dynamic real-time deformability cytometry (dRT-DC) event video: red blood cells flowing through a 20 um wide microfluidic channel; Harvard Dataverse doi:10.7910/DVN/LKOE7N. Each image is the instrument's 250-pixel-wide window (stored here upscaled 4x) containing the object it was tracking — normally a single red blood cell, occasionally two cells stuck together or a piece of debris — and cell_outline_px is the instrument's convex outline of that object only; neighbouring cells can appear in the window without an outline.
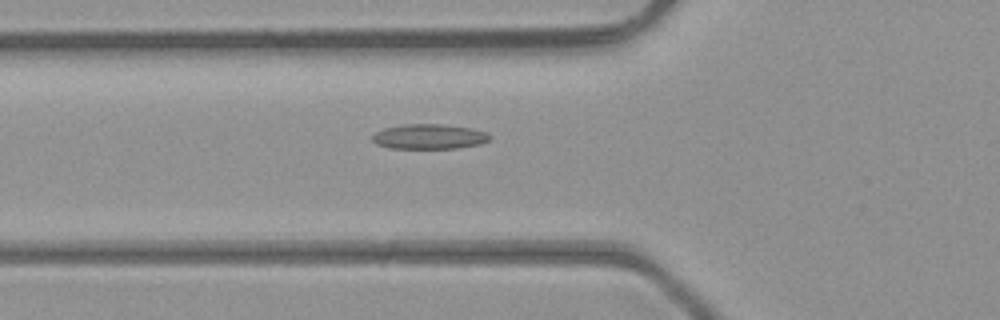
{"species": "common noctule bat (a hibernating species)", "species_latin": "Nyctalus noctula", "temperature_condition": "room temperature", "stored_images_in_passage": 33, "camera_frame_rate_fps": 3000, "um_per_image_px": 0.085, "animal": {"sex": "male", "body_mass_g": 23.1, "forearm_length_mm": 52.7}, "frame": {"image": 1, "passage_image": 3, "time_ms": 0.667, "image_size_px": [1000, 320], "cell_outline_px": [[492, 136], [488, 140], [480, 144], [456, 148], [388, 148], [376, 144], [372, 140], [372, 136], [376, 132], [384, 128], [404, 124], [444, 124], [472, 128], [488, 132]], "centroid_in_image_um": [36.49, 11.6], "position_along_channel_um": 89.3, "area_um2": 17.17}}
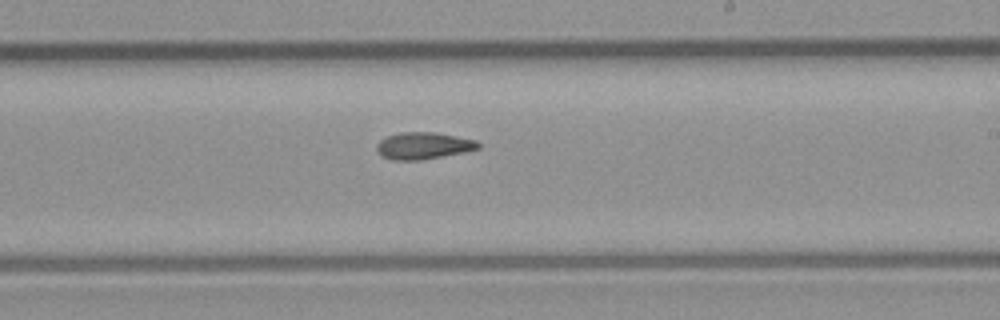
{"frame": {"image": 2, "passage_image": 14, "time_ms": 4.333, "image_size_px": [1000, 320], "cell_outline_px": [[480, 148], [464, 152], [420, 160], [392, 160], [380, 156], [376, 148], [376, 144], [380, 140], [388, 136], [400, 132], [436, 132], [476, 140], [480, 144]], "centroid_in_image_um": [35.97, 12.38], "position_along_channel_um": 253.0, "area_um2": 15.95}}
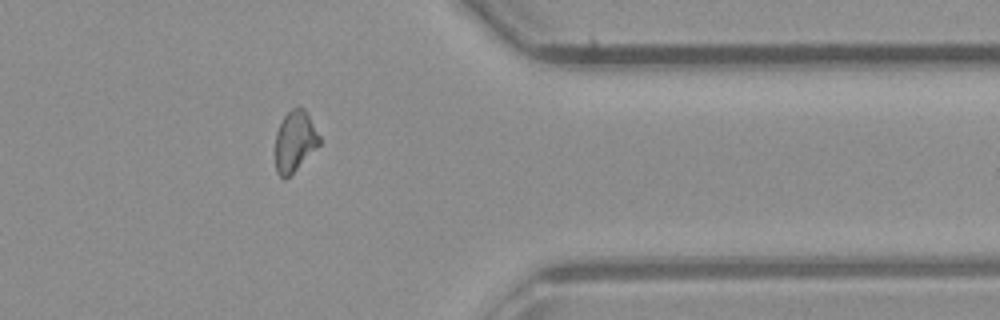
{"frame": {"image": 3, "passage_image": 24, "time_ms": 7.667, "image_size_px": [1000, 320], "cell_outline_px": [[320, 144], [284, 180], [276, 172], [276, 132], [284, 116], [292, 108], [304, 108], [308, 112], [320, 136]], "centroid_in_image_um": [25.07, 11.97], "position_along_channel_um": 386.3, "area_um2": 15.37}, "authors_computed_cell_mechanics": {"area_um2": 15.8372, "velocity_mm_per_s": 4.4372, "shape_relaxation_time_tau1_ms": null, "shape_relaxation_time_tau2_ms": 2.8665, "deformation_change_tau1": null, "deformation_change_tau2": 0.079}}